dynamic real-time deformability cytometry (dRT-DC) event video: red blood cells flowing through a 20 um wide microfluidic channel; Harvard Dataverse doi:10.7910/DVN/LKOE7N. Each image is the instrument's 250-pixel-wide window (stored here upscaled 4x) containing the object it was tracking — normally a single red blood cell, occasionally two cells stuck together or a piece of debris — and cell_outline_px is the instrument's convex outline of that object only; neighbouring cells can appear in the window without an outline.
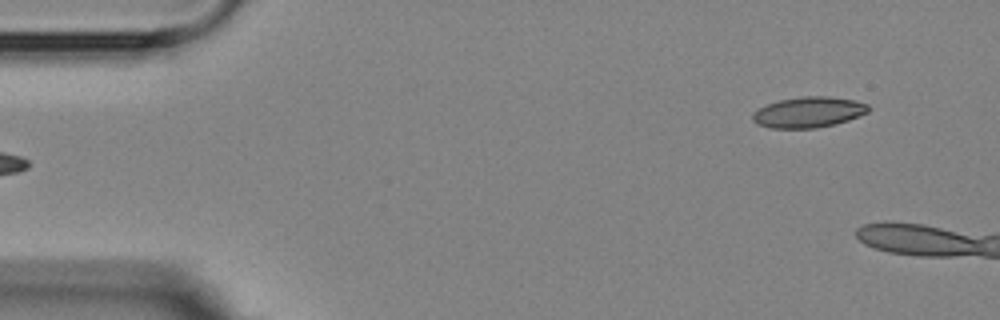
{"species": "Egyptian fruit bat (a non-hibernating species)", "species_latin": "Rousettus aegyptiacus", "temperature_condition": "room temperature", "stored_images_in_passage": 2, "segment_of_instrument_passage": [2, 2], "camera_frame_rate_fps": 3000, "um_per_image_px": 0.085, "animal": {"sex": "female"}, "frame": {"image": 1, "passage_image": 2, "time_ms": 3.0, "image_size_px": [1000, 320], "cell_outline_px": [[872, 108], [868, 112], [848, 120], [836, 124], [816, 128], [768, 128], [756, 124], [752, 120], [752, 112], [768, 104], [780, 100], [800, 96], [828, 96], [852, 100], [868, 104]], "centroid_in_image_um": [68.71, 9.54], "position_along_channel_um": 16.3, "area_um2": 20.81}}